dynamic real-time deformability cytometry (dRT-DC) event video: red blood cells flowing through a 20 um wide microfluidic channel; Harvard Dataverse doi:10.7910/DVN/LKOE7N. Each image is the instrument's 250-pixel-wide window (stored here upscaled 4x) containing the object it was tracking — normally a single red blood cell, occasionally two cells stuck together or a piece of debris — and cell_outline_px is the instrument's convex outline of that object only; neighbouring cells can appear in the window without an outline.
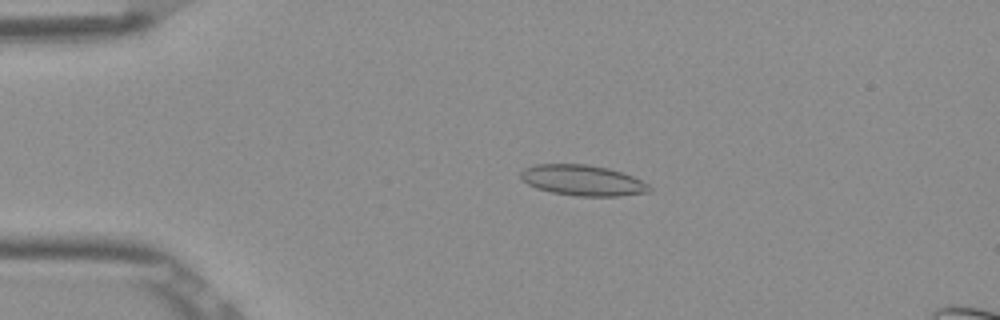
{"species": "Egyptian fruit bat (a non-hibernating species)", "species_latin": "Rousettus aegyptiacus", "temperature_condition": "room temperature", "stored_images_in_passage": 51, "camera_frame_rate_fps": 3000, "um_per_image_px": 0.085, "frame": {"image": 1, "passage_image": 10, "time_ms": 3.0, "image_size_px": [1000, 320], "cell_outline_px": [[652, 192], [620, 196], [576, 196], [552, 192], [536, 188], [528, 184], [520, 176], [520, 172], [524, 168], [536, 164], [588, 164], [608, 168], [624, 172], [648, 184], [652, 188]], "centroid_in_image_um": [49.56, 15.33], "position_along_channel_um": 35.4, "area_um2": 23.12}}
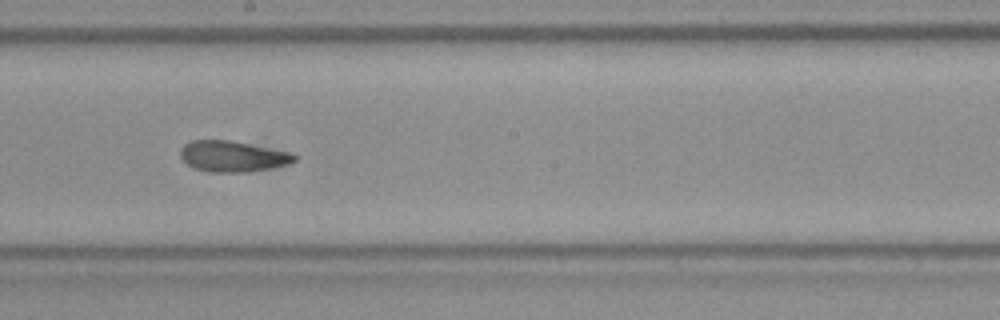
{"frame": {"image": 2, "passage_image": 28, "time_ms": 9.0, "image_size_px": [1000, 320], "cell_outline_px": [[296, 160], [288, 164], [268, 168], [244, 172], [208, 172], [192, 168], [180, 156], [180, 148], [184, 144], [192, 140], [228, 140], [292, 152], [296, 156]], "centroid_in_image_um": [19.74, 13.28], "position_along_channel_um": 228.5, "area_um2": 20.46}}
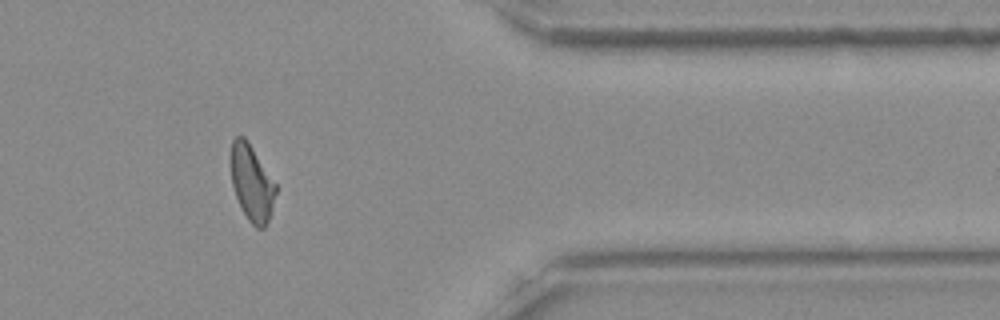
{"frame": {"image": 3, "passage_image": 42, "time_ms": 13.667, "image_size_px": [1000, 320], "cell_outline_px": [[276, 192], [268, 220], [264, 228], [256, 228], [248, 220], [236, 196], [232, 184], [228, 160], [232, 140], [236, 136], [244, 136], [248, 140], [276, 184]], "centroid_in_image_um": [21.35, 15.48], "position_along_channel_um": 390.0, "area_um2": 20.06}, "authors_computed_cell_mechanics": {"area_um2": 20.808, "velocity_mm_per_s": 3.888, "shape_relaxation_time_tau1_ms": null, "shape_relaxation_time_tau2_ms": 1.8501, "deformation_change_tau1": null, "deformation_change_tau2": 0.0588}}